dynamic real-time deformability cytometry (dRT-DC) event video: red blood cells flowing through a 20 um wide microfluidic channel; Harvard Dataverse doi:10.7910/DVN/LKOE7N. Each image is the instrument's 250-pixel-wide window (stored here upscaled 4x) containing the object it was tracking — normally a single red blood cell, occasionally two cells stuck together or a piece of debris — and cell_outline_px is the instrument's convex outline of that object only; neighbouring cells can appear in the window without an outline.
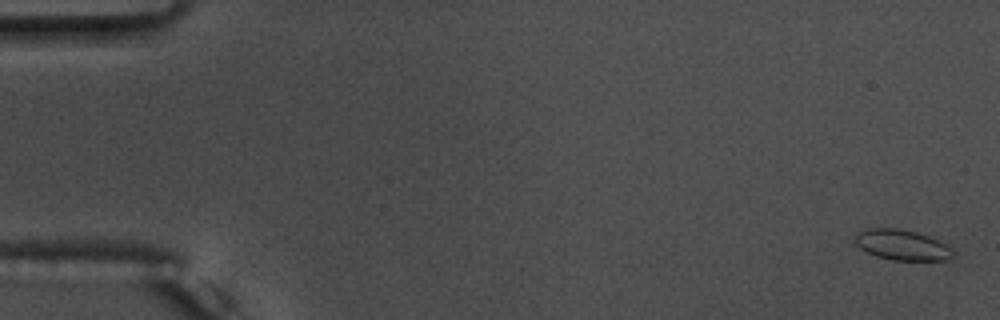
{"species": "common noctule bat (a hibernating species)", "species_latin": "Nyctalus noctula", "temperature_condition": "warm", "stored_images_in_passage": 56, "camera_frame_rate_fps": 3000, "um_per_image_px": 0.085, "animal": {"sex": "male", "body_mass_g": 17.5, "forearm_length_mm": 52.3}, "frame": {"image": 1, "passage_image": 2, "time_ms": 0.333, "image_size_px": [1000, 320], "cell_outline_px": [[956, 256], [948, 260], [892, 260], [876, 256], [860, 248], [852, 240], [856, 232], [864, 228], [900, 228], [916, 232], [928, 236], [952, 248], [956, 252]], "centroid_in_image_um": [76.65, 20.81], "position_along_channel_um": 8.3, "area_um2": 17.69}}
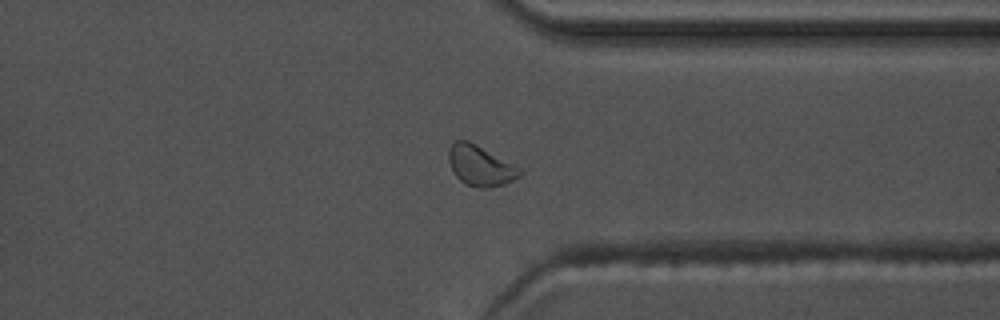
{"frame": {"image": 2, "passage_image": 44, "time_ms": 14.333, "image_size_px": [1000, 320], "cell_outline_px": [[524, 172], [520, 176], [504, 184], [488, 188], [480, 188], [468, 184], [460, 180], [456, 176], [448, 160], [448, 148], [456, 140], [468, 140], [476, 144], [520, 168]], "centroid_in_image_um": [40.82, 14.08], "position_along_channel_um": 370.6, "area_um2": 16.53}}
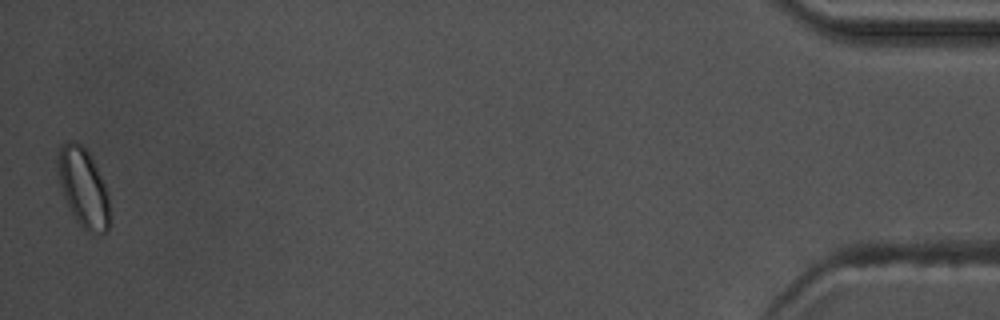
{"frame": {"image": 3, "passage_image": 56, "time_ms": 18.333, "image_size_px": [1000, 320], "cell_outline_px": [[112, 224], [108, 232], [100, 232], [84, 228], [76, 220], [68, 208], [60, 184], [60, 144], [72, 140], [80, 144], [88, 152], [108, 192]], "centroid_in_image_um": [7.14, 16.01], "position_along_channel_um": 428.1, "area_um2": 23.29}, "authors_computed_cell_mechanics": {"area_um2": 15.7216, "velocity_mm_per_s": 3.7159, "shape_relaxation_time_tau1_ms": 2.0841, "shape_relaxation_time_tau2_ms": 2.2326, "deformation_change_tau1": 0.066, "deformation_change_tau2": 0.0519}}